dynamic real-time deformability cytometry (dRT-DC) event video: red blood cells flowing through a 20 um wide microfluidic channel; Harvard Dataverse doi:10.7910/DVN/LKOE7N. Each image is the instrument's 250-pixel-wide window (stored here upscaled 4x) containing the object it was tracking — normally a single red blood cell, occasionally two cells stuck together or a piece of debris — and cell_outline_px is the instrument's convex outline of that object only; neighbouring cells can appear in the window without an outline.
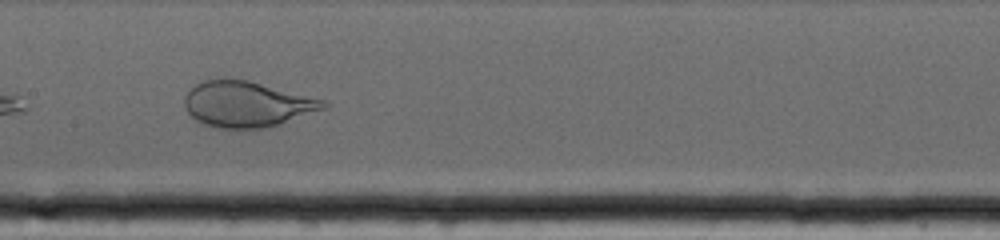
{"species": "human", "species_latin": "Homo sapiens", "temperature_condition": "cold", "stored_images_in_passage": 46, "camera_frame_rate_fps": 3000, "um_per_image_px": 0.085, "donor": {"sex": "female"}, "frame": {"image": 1, "passage_image": 14, "time_ms": 4.333, "image_size_px": [1000, 240], "cell_outline_px": [[328, 104], [324, 108], [280, 124], [268, 128], [216, 128], [204, 124], [196, 120], [188, 112], [184, 104], [184, 96], [196, 84], [204, 80], [228, 76], [248, 80], [324, 100]], "centroid_in_image_um": [20.93, 8.83], "position_along_channel_um": 186.5, "area_um2": 37.05}}